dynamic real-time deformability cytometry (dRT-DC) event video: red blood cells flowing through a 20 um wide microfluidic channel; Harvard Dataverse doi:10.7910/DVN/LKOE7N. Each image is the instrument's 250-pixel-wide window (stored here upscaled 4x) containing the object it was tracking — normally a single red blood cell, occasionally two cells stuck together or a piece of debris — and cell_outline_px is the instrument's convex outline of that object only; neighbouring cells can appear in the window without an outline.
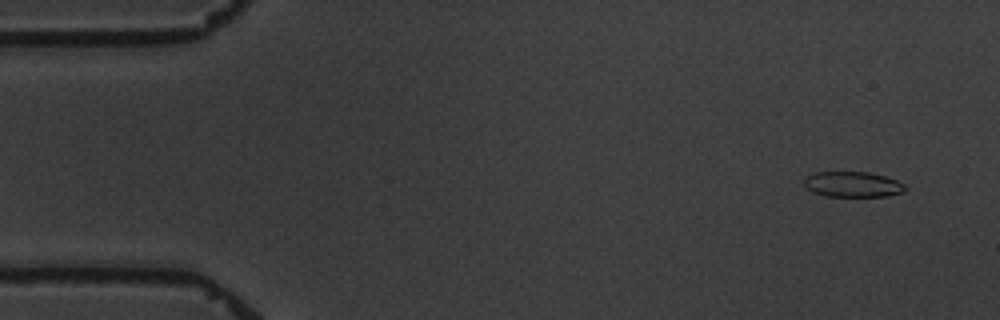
{"species": "common noctule bat (a hibernating species)", "species_latin": "Nyctalus noctula", "temperature_condition": "warm", "stored_images_in_passage": 4, "camera_frame_rate_fps": 3000, "um_per_image_px": 0.085, "animal": {"sex": "male", "body_mass_g": 19.5, "forearm_length_mm": 54.6}, "frame": {"image": 1, "passage_image": 1, "time_ms": 0.0, "image_size_px": [1000, 320], "cell_outline_px": [[908, 188], [904, 192], [888, 196], [828, 196], [812, 192], [804, 184], [804, 180], [808, 176], [816, 172], [868, 172], [884, 176], [896, 180], [904, 184]], "centroid_in_image_um": [72.52, 15.67], "position_along_channel_um": 12.5, "area_um2": 14.91}}